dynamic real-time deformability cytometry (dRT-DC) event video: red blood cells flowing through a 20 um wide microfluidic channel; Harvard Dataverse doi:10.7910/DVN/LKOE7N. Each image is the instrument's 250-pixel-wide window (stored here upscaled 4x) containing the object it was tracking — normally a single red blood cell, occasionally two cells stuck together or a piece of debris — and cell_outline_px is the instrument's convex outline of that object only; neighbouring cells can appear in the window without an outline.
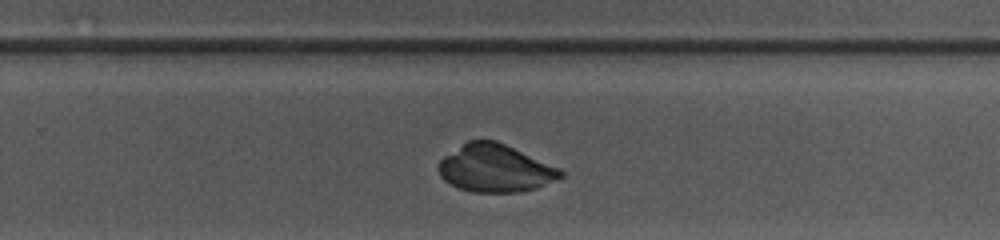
{"species": "common noctule bat (a hibernating species)", "species_latin": "Nyctalus noctula", "temperature_condition": "warm", "stored_images_in_passage": 24, "camera_frame_rate_fps": 3000, "um_per_image_px": 0.085, "animal": {"sex": "female", "body_mass_g": 10.0, "forearm_length_mm": 53.1}, "frame": {"image": 1, "passage_image": 17, "time_ms": 5.333, "image_size_px": [1000, 240], "cell_outline_px": [[564, 176], [536, 188], [520, 192], [472, 192], [460, 188], [444, 180], [440, 176], [440, 160], [444, 156], [468, 140], [496, 140], [560, 168], [564, 172]], "centroid_in_image_um": [42.11, 14.3], "position_along_channel_um": 287.7, "area_um2": 33.58}}